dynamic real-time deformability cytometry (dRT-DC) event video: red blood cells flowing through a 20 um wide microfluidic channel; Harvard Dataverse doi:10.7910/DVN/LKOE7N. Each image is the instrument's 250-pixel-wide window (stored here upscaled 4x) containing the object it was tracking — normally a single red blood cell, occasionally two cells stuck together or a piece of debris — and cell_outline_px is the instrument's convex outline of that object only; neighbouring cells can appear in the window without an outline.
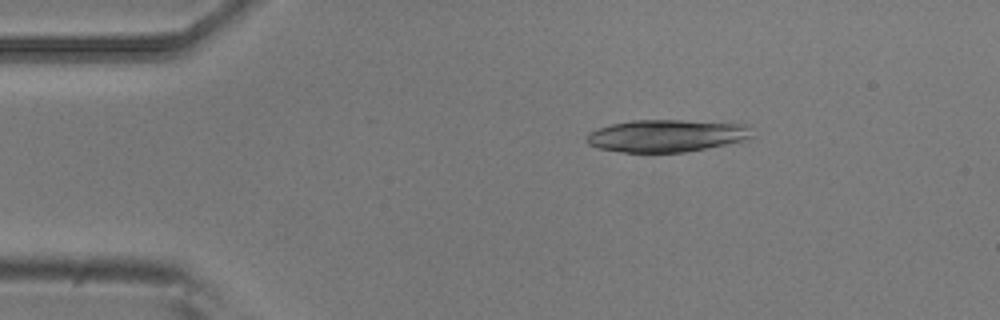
{"species": "common noctule bat (a hibernating species)", "species_latin": "Nyctalus noctula", "temperature_condition": "room temperature", "stored_images_in_passage": 8, "camera_frame_rate_fps": 3000, "um_per_image_px": 0.085, "animal": {"sex": "male", "body_mass_g": 20.5, "forearm_length_mm": 52.5}, "frame": {"image": 1, "passage_image": 3, "time_ms": 0.667, "image_size_px": [1000, 320], "cell_outline_px": [[752, 136], [748, 140], [684, 152], [624, 152], [600, 148], [588, 144], [588, 132], [612, 124], [632, 120], [680, 120], [752, 124]], "centroid_in_image_um": [56.75, 11.52], "position_along_channel_um": 28.3, "area_um2": 31.15}}